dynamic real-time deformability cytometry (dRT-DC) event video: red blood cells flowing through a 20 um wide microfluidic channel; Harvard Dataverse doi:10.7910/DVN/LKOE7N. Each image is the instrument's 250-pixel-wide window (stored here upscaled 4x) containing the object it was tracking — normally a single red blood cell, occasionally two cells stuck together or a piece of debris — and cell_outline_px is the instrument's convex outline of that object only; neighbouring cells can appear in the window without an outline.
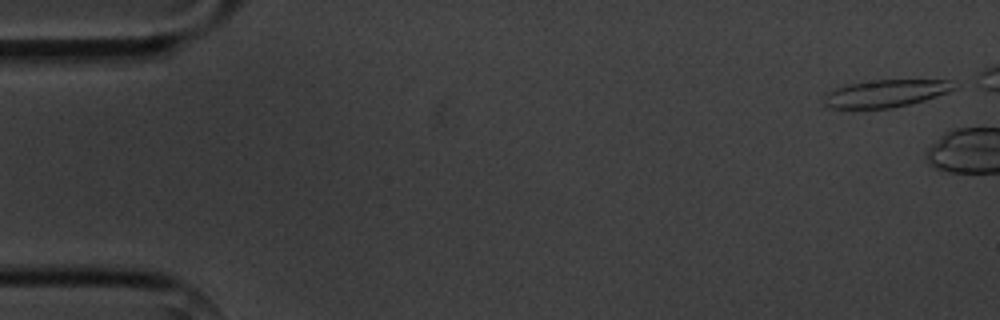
{"species": "common noctule bat (a hibernating species)", "species_latin": "Nyctalus noctula", "temperature_condition": "cold", "stored_images_in_passage": 6, "camera_frame_rate_fps": 3000, "um_per_image_px": 0.085, "animal": {"sex": "male", "body_mass_g": 20.1, "forearm_length_mm": 53.5}, "frame": {"image": 1, "passage_image": 1, "time_ms": 0.0, "image_size_px": [1000, 320], "cell_outline_px": [[956, 88], [948, 92], [924, 100], [892, 108], [832, 108], [824, 104], [824, 92], [848, 84], [876, 80], [948, 80]], "centroid_in_image_um": [75.23, 7.94], "position_along_channel_um": 9.8, "area_um2": 20.52}}